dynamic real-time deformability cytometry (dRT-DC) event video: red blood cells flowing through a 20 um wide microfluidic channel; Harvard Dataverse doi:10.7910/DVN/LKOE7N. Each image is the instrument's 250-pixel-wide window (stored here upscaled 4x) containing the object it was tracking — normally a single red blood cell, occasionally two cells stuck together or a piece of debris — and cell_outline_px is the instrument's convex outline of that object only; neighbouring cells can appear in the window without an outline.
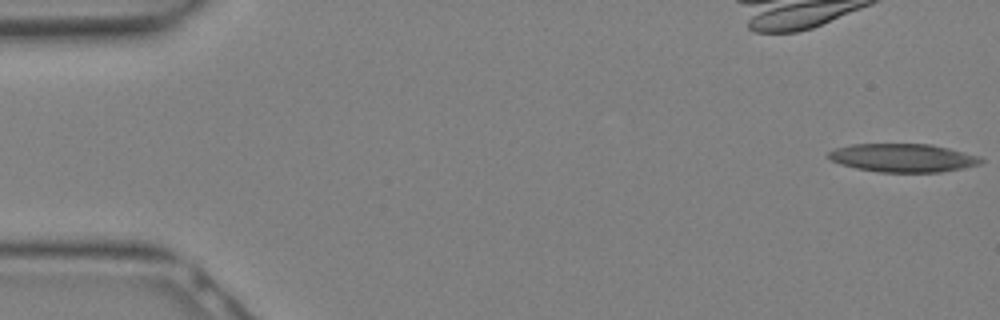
{"species": "Egyptian fruit bat (a non-hibernating species)", "species_latin": "Rousettus aegyptiacus", "temperature_condition": "warm", "stored_images_in_passage": 11, "camera_frame_rate_fps": 3000, "um_per_image_px": 0.085, "animal": {"sex": "female"}, "frame": {"image": 1, "passage_image": 1, "time_ms": 0.0, "image_size_px": [1000, 320], "cell_outline_px": [[984, 160], [980, 164], [964, 168], [940, 172], [876, 172], [856, 168], [840, 164], [824, 156], [828, 152], [836, 148], [852, 144], [932, 144], [980, 156]], "centroid_in_image_um": [76.74, 13.42], "position_along_channel_um": 8.3, "area_um2": 25.32}}
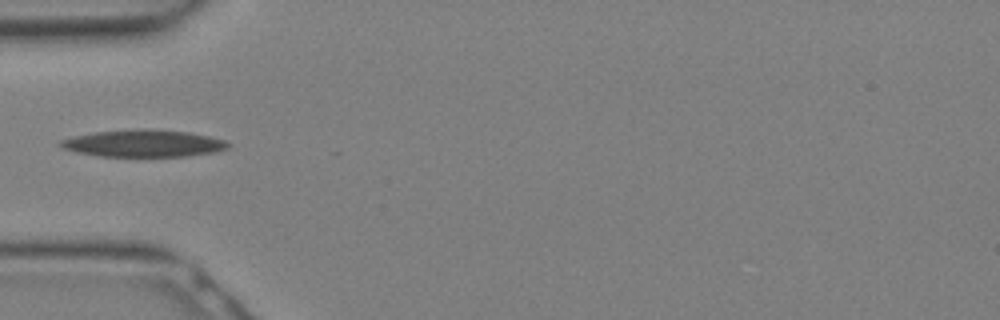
{"frame": {"image": 2, "passage_image": 10, "time_ms": 3.0, "image_size_px": [1000, 320], "cell_outline_px": [[232, 144], [228, 148], [216, 152], [184, 156], [100, 156], [76, 152], [64, 148], [56, 144], [60, 140], [76, 136], [96, 132], [188, 132], [208, 136], [224, 140]], "centroid_in_image_um": [12.22, 12.24], "position_along_channel_um": 72.8, "area_um2": 24.97}}